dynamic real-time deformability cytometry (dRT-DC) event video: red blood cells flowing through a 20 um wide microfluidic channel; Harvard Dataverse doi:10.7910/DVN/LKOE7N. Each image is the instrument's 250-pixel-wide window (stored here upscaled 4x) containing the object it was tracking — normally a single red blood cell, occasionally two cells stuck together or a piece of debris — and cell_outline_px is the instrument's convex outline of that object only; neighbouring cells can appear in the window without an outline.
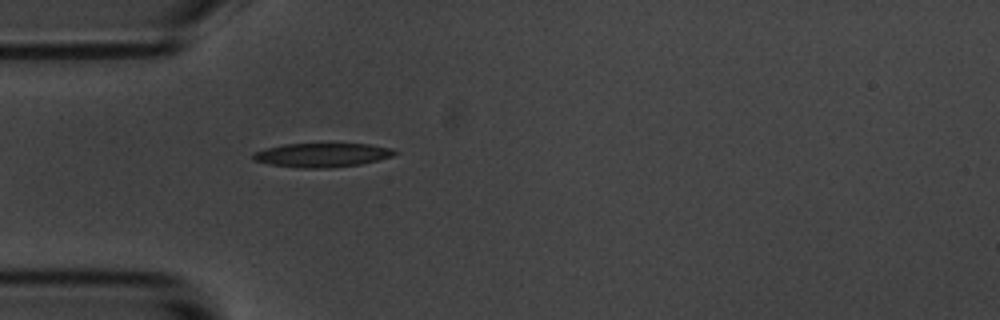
{"species": "common noctule bat (a hibernating species)", "species_latin": "Nyctalus noctula", "temperature_condition": "room temperature", "stored_images_in_passage": 2, "camera_frame_rate_fps": 3000, "um_per_image_px": 0.085, "animal": {"sex": "male", "body_mass_g": 20.1, "forearm_length_mm": 53.5}, "frame": {"image": 1, "passage_image": 2, "time_ms": 1.333, "image_size_px": [1000, 320], "cell_outline_px": [[400, 152], [392, 156], [360, 164], [332, 168], [300, 168], [268, 164], [252, 160], [252, 152], [264, 148], [284, 144], [368, 144], [392, 148]], "centroid_in_image_um": [27.33, 13.18], "position_along_channel_um": 57.7, "area_um2": 19.94}}